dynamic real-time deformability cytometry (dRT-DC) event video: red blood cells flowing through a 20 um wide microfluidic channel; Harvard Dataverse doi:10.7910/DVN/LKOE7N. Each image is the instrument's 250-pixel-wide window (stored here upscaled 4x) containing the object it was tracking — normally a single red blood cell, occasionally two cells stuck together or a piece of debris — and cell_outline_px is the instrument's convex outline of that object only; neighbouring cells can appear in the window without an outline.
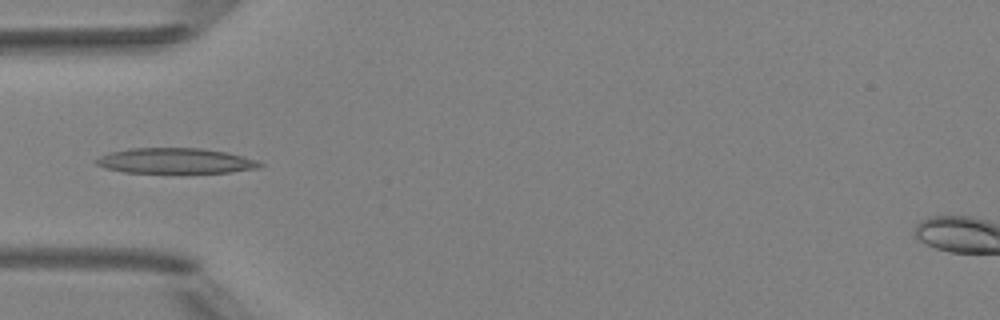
{"species": "Egyptian fruit bat (a non-hibernating species)", "species_latin": "Rousettus aegyptiacus", "temperature_condition": "room temperature", "stored_images_in_passage": 5, "camera_frame_rate_fps": 3000, "um_per_image_px": 0.085, "animal": {"sex": "female"}, "frame": {"image": 1, "passage_image": 5, "time_ms": 4.667, "image_size_px": [1000, 320], "cell_outline_px": [[264, 164], [260, 168], [232, 172], [124, 172], [104, 168], [96, 164], [92, 160], [108, 152], [128, 148], [200, 148], [228, 152], [256, 160]], "centroid_in_image_um": [14.88, 13.66], "position_along_channel_um": 70.1, "area_um2": 24.28}}